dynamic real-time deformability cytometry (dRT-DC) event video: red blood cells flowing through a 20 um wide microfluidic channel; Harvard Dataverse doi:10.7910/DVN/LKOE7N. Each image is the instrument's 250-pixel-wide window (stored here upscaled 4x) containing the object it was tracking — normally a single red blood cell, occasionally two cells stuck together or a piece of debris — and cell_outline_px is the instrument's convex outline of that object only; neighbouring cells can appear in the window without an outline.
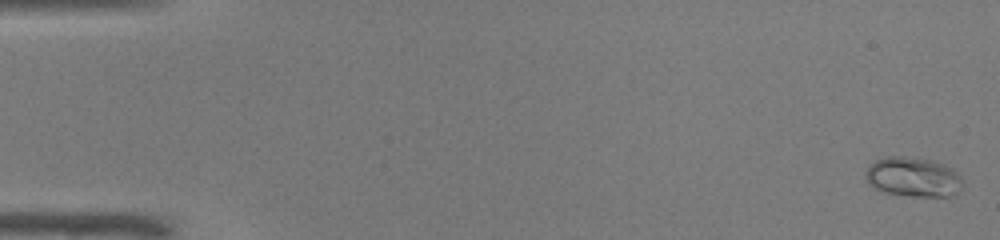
{"species": "common noctule bat (a hibernating species)", "species_latin": "Nyctalus noctula", "temperature_condition": "warm", "stored_images_in_passage": 51, "camera_frame_rate_fps": 3000, "um_per_image_px": 0.085, "animal": {"sex": "male", "body_mass_g": 19.0, "forearm_length_mm": 50.8}, "frame": {"image": 1, "passage_image": 1, "time_ms": 0.0, "image_size_px": [1000, 240], "cell_outline_px": [[960, 188], [956, 192], [948, 196], [908, 196], [884, 192], [868, 184], [864, 176], [868, 164], [876, 160], [888, 156], [904, 156], [936, 160], [952, 168], [960, 176]], "centroid_in_image_um": [77.56, 15.02], "position_along_channel_um": 7.4, "area_um2": 22.48}}
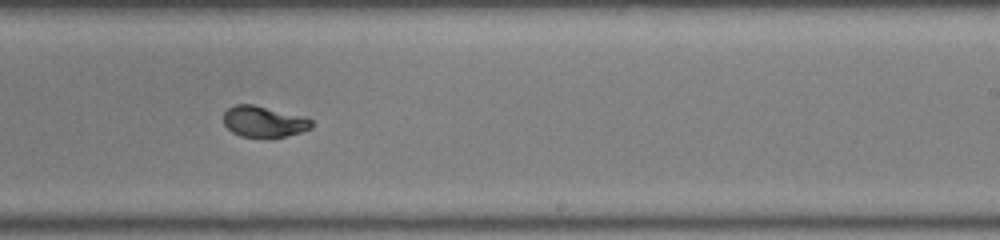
{"frame": {"image": 2, "passage_image": 32, "time_ms": 10.333, "image_size_px": [1000, 240], "cell_outline_px": [[312, 128], [300, 132], [284, 136], [240, 136], [232, 132], [224, 124], [224, 112], [228, 108], [236, 104], [252, 104], [304, 116], [312, 120]], "centroid_in_image_um": [22.42, 10.31], "position_along_channel_um": 266.6, "area_um2": 15.66}}
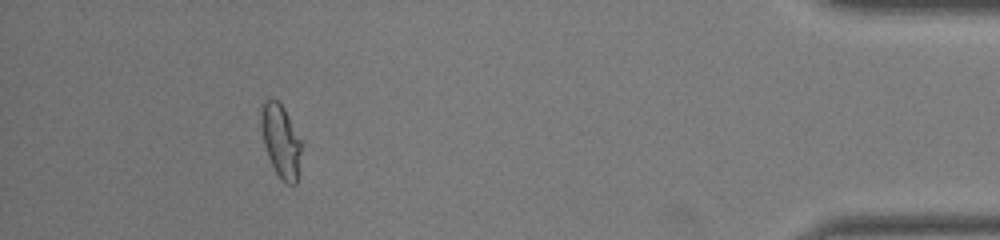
{"frame": {"image": 3, "passage_image": 47, "time_ms": 15.333, "image_size_px": [1000, 240], "cell_outline_px": [[300, 152], [296, 184], [288, 184], [280, 180], [268, 156], [264, 144], [260, 128], [260, 104], [264, 100], [276, 100], [284, 108], [300, 140]], "centroid_in_image_um": [23.82, 11.95], "position_along_channel_um": 411.4, "area_um2": 16.88}, "authors_computed_cell_mechanics": {"area_um2": 16.762, "velocity_mm_per_s": 3.9923, "shape_relaxation_time_tau1_ms": 4.5185, "shape_relaxation_time_tau2_ms": null, "deformation_change_tau1": 0.2053, "deformation_change_tau2": null}}